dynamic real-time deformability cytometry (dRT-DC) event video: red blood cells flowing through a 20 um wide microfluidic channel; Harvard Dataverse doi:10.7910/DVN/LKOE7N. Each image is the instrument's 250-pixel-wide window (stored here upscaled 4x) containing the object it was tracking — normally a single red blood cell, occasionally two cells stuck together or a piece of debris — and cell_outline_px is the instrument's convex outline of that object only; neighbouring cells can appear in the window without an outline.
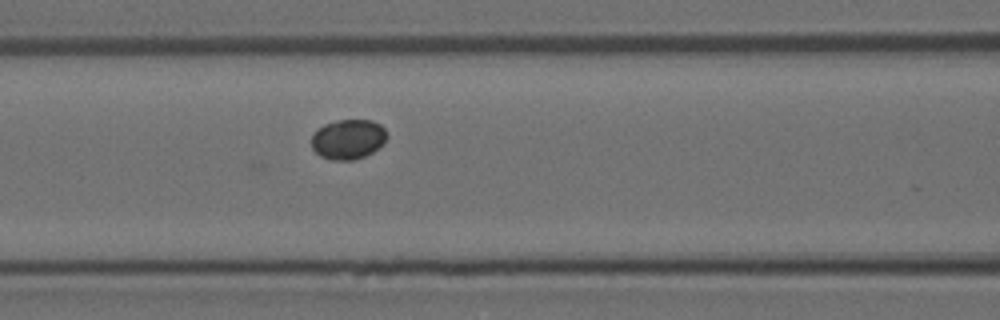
{"species": "Egyptian fruit bat (a non-hibernating species)", "species_latin": "Rousettus aegyptiacus", "temperature_condition": "room temperature", "stored_images_in_passage": 7, "camera_frame_rate_fps": 3000, "um_per_image_px": 0.085, "animal": {"sex": "female"}, "frame": {"image": 1, "passage_image": 7, "time_ms": 2.0, "image_size_px": [1000, 320], "cell_outline_px": [[388, 136], [372, 152], [364, 156], [352, 160], [332, 160], [320, 156], [312, 148], [312, 136], [316, 128], [324, 124], [336, 120], [372, 120], [380, 124], [384, 128]], "centroid_in_image_um": [29.56, 11.82], "position_along_channel_um": 137.0, "area_um2": 17.46}}